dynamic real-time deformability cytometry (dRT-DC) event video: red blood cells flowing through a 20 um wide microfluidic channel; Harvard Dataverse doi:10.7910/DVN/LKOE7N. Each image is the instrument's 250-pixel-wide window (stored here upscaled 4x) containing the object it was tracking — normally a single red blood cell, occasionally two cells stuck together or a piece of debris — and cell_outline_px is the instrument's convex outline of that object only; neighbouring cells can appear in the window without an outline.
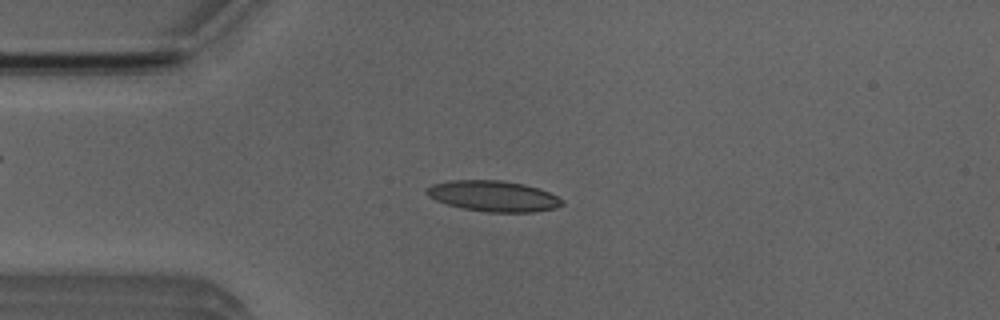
{"species": "Egyptian fruit bat (a non-hibernating species)", "species_latin": "Rousettus aegyptiacus", "temperature_condition": "room temperature", "stored_images_in_passage": 51, "camera_frame_rate_fps": 3000, "um_per_image_px": 0.085, "animal": {"sex": "male"}, "frame": {"image": 1, "passage_image": 12, "time_ms": 3.667, "image_size_px": [1000, 320], "cell_outline_px": [[564, 204], [556, 208], [532, 212], [484, 212], [460, 208], [436, 200], [428, 196], [424, 192], [424, 188], [432, 184], [452, 180], [500, 180], [524, 184], [548, 192], [564, 200]], "centroid_in_image_um": [41.9, 16.67], "position_along_channel_um": 43.1, "area_um2": 24.39}}
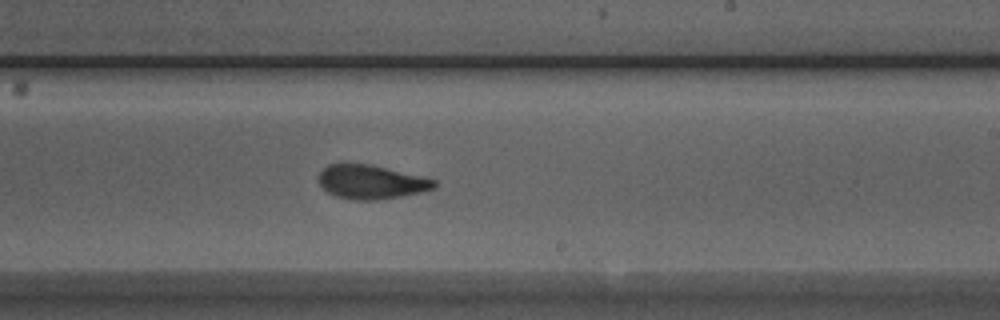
{"frame": {"image": 2, "passage_image": 30, "time_ms": 9.667, "image_size_px": [1000, 320], "cell_outline_px": [[436, 184], [432, 188], [420, 192], [400, 196], [376, 200], [352, 200], [336, 196], [328, 192], [320, 184], [320, 172], [328, 164], [368, 164], [436, 180]], "centroid_in_image_um": [31.51, 15.48], "position_along_channel_um": 257.5, "area_um2": 22.25}}
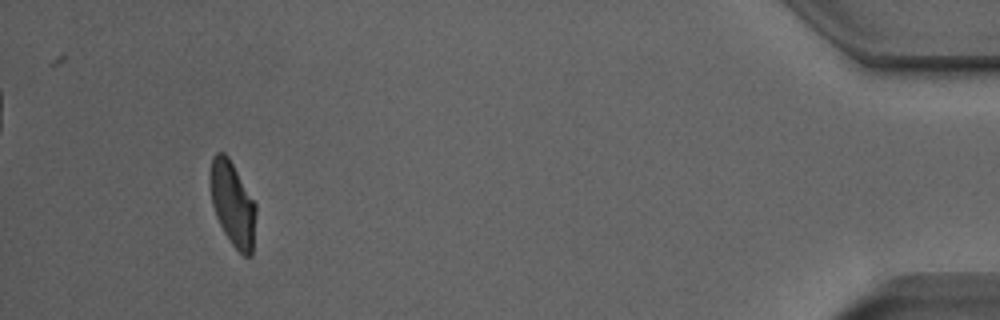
{"frame": {"image": 3, "passage_image": 48, "time_ms": 15.667, "image_size_px": [1000, 320], "cell_outline_px": [[256, 212], [252, 256], [244, 256], [232, 244], [224, 232], [216, 216], [212, 204], [208, 180], [208, 176], [212, 160], [216, 152], [224, 152], [228, 156], [256, 204]], "centroid_in_image_um": [19.76, 17.31], "position_along_channel_um": 415.4, "area_um2": 22.54}, "authors_computed_cell_mechanics": {"area_um2": 23.2356, "velocity_mm_per_s": 3.8747, "shape_relaxation_time_tau1_ms": 5.1694, "shape_relaxation_time_tau2_ms": 1.6789, "deformation_change_tau1": 0.1502, "deformation_change_tau2": 0.087}}